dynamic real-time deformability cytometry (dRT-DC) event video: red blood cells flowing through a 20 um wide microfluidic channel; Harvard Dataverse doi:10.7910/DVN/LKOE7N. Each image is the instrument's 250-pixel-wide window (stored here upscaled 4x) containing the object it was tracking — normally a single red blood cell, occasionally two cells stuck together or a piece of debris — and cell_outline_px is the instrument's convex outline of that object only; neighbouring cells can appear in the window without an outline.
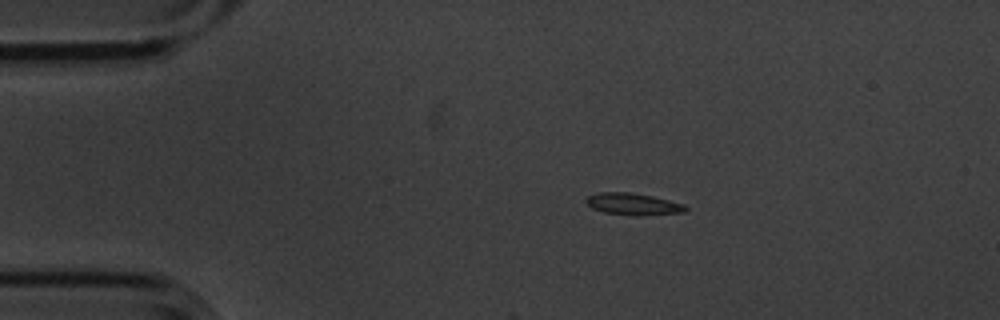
{"species": "common noctule bat (a hibernating species)", "species_latin": "Nyctalus noctula", "temperature_condition": "cold", "stored_images_in_passage": 9, "camera_frame_rate_fps": 3000, "um_per_image_px": 0.085, "animal": {"sex": "male", "body_mass_g": 20.1, "forearm_length_mm": 53.5}, "frame": {"image": 1, "passage_image": 3, "time_ms": 0.667, "image_size_px": [1000, 320], "cell_outline_px": [[688, 208], [684, 212], [636, 216], [604, 212], [592, 208], [584, 200], [588, 196], [600, 192], [628, 192], [652, 196], [684, 204]], "centroid_in_image_um": [53.8, 17.35], "position_along_channel_um": 31.2, "area_um2": 12.54}}
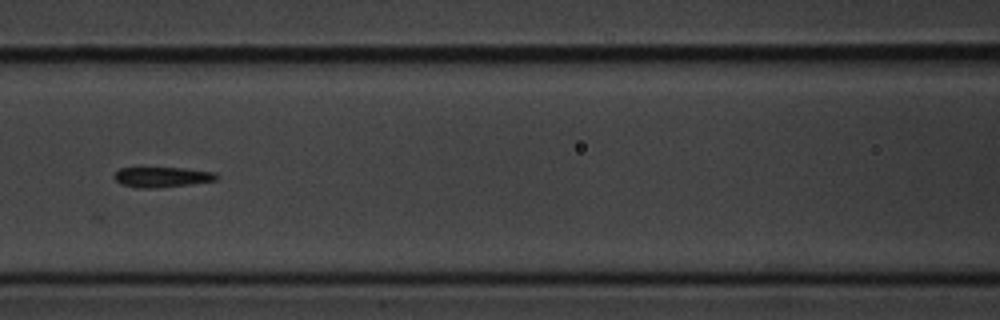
{"frame": {"image": 2, "passage_image": 7, "time_ms": 2.0, "image_size_px": [1000, 320], "cell_outline_px": [[220, 176], [216, 180], [188, 184], [156, 188], [136, 188], [120, 184], [112, 176], [120, 168], [184, 168], [216, 172]], "centroid_in_image_um": [13.77, 15.05], "position_along_channel_um": 152.8, "area_um2": 12.08}}
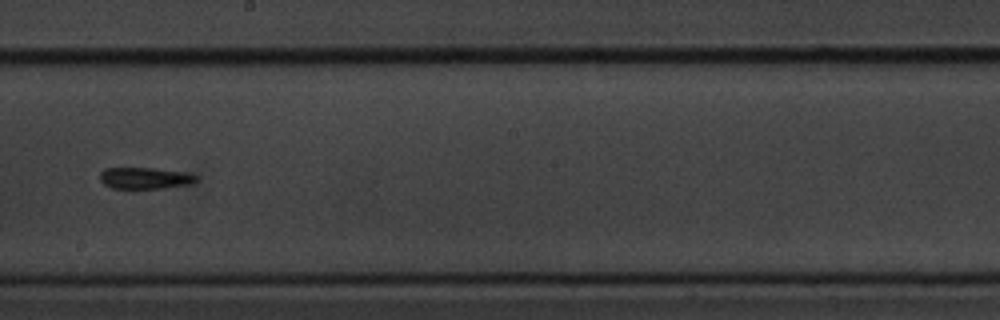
{"frame": {"image": 3, "passage_image": 9, "time_ms": 2.667, "image_size_px": [1000, 320], "cell_outline_px": [[196, 180], [192, 184], [164, 188], [112, 188], [104, 184], [100, 180], [100, 172], [104, 168], [152, 168], [184, 172], [196, 176]], "centroid_in_image_um": [12.29, 15.14], "position_along_channel_um": 235.9, "area_um2": 11.96}}